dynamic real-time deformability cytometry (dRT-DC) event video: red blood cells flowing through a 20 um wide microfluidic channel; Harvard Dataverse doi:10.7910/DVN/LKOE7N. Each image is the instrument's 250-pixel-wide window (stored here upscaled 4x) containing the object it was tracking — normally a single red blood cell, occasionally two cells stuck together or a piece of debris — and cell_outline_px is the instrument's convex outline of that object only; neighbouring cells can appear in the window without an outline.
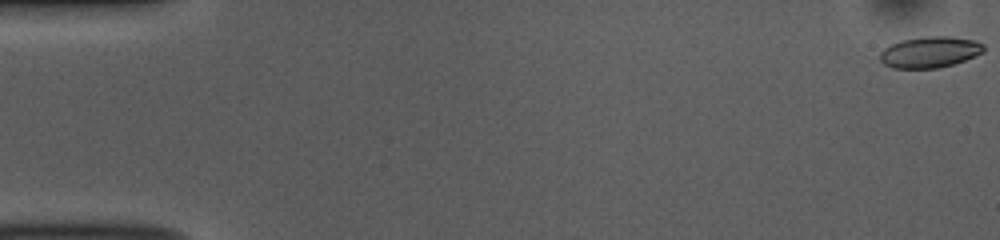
{"species": "common noctule bat (a hibernating species)", "species_latin": "Nyctalus noctula", "temperature_condition": "room temperature", "stored_images_in_passage": 52, "camera_frame_rate_fps": 3000, "um_per_image_px": 0.085, "animal": {"sex": "female", "body_mass_g": 10.0, "forearm_length_mm": 53.1}, "frame": {"image": 1, "passage_image": 1, "time_ms": 0.0, "image_size_px": [1000, 240], "cell_outline_px": [[984, 52], [964, 60], [952, 64], [936, 68], [892, 68], [884, 64], [880, 60], [880, 52], [884, 48], [892, 44], [904, 40], [928, 36], [952, 36], [972, 40], [984, 44]], "centroid_in_image_um": [79.03, 4.43], "position_along_channel_um": 6.0, "area_um2": 18.61}}
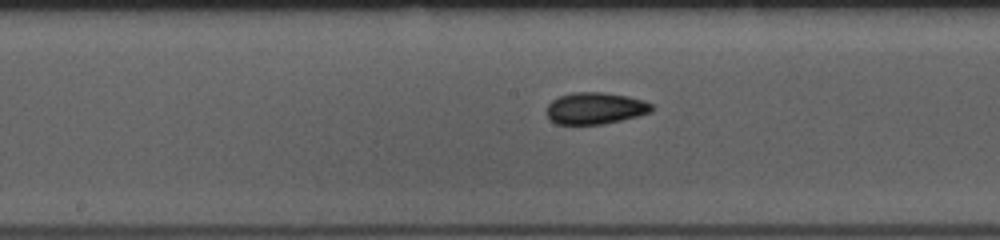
{"frame": {"image": 2, "passage_image": 27, "time_ms": 8.667, "image_size_px": [1000, 240], "cell_outline_px": [[652, 112], [604, 124], [556, 124], [548, 120], [548, 104], [552, 100], [560, 96], [572, 92], [604, 92], [628, 96], [644, 100], [652, 104]], "centroid_in_image_um": [50.59, 9.2], "position_along_channel_um": 197.6, "area_um2": 19.42}}
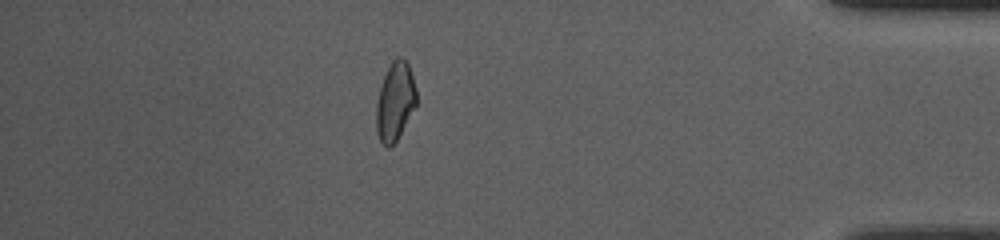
{"frame": {"image": 3, "passage_image": 46, "time_ms": 15.0, "image_size_px": [1000, 240], "cell_outline_px": [[416, 104], [396, 140], [388, 148], [380, 140], [376, 128], [376, 104], [380, 88], [384, 76], [392, 60], [396, 56], [400, 56], [408, 64], [416, 88]], "centroid_in_image_um": [33.57, 8.59], "position_along_channel_um": 401.6, "area_um2": 17.92}, "authors_computed_cell_mechanics": {"area_um2": 19.074, "velocity_mm_per_s": 3.8636, "shape_relaxation_time_tau1_ms": 2.6033, "shape_relaxation_time_tau2_ms": 2.3695, "deformation_change_tau1": 0.0855, "deformation_change_tau2": 0.0661}}